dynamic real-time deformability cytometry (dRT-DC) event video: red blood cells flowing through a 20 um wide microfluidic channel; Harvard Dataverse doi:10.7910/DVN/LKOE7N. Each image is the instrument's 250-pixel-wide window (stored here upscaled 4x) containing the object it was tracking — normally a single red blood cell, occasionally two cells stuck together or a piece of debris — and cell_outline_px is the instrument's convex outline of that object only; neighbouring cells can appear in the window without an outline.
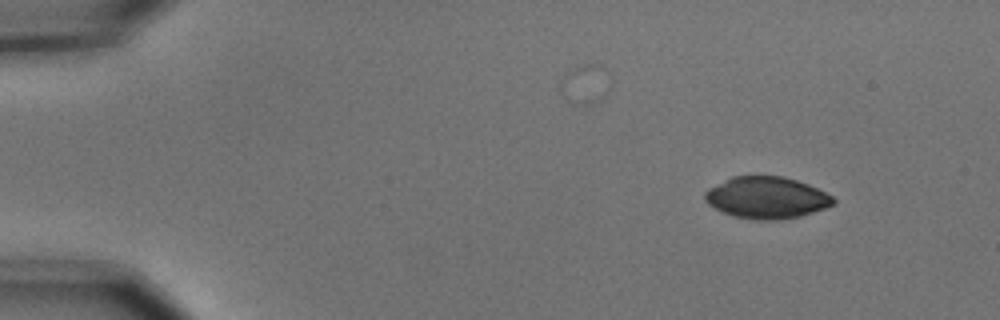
{"species": "common noctule bat (a hibernating species)", "species_latin": "Nyctalus noctula", "temperature_condition": "cold", "stored_images_in_passage": 5, "camera_frame_rate_fps": 3000, "um_per_image_px": 0.085, "animal": {"sex": "male", "body_mass_g": 15.6}, "frame": {"image": 1, "passage_image": 1, "time_ms": 0.0, "image_size_px": [1000, 320], "cell_outline_px": [[836, 204], [800, 216], [776, 220], [760, 220], [736, 216], [724, 212], [708, 204], [704, 200], [704, 192], [708, 188], [732, 176], [784, 176], [808, 184], [832, 196], [836, 200]], "centroid_in_image_um": [65.16, 16.79], "position_along_channel_um": 19.8, "area_um2": 31.04}}